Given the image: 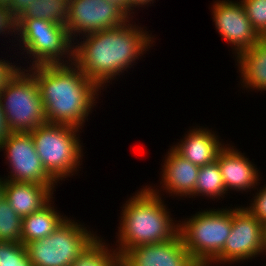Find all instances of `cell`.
<instances>
[{"instance_id": "1", "label": "cell", "mask_w": 266, "mask_h": 266, "mask_svg": "<svg viewBox=\"0 0 266 266\" xmlns=\"http://www.w3.org/2000/svg\"><path fill=\"white\" fill-rule=\"evenodd\" d=\"M142 27L130 19L114 28L83 35L73 46L72 63L93 81L101 92L109 79L124 73L154 43ZM85 38V39H84ZM144 52V53H143ZM115 77V78H114Z\"/></svg>"}, {"instance_id": "2", "label": "cell", "mask_w": 266, "mask_h": 266, "mask_svg": "<svg viewBox=\"0 0 266 266\" xmlns=\"http://www.w3.org/2000/svg\"><path fill=\"white\" fill-rule=\"evenodd\" d=\"M27 69L39 86L47 123L81 129L94 103H97L95 100L100 88L72 62L36 65Z\"/></svg>"}, {"instance_id": "3", "label": "cell", "mask_w": 266, "mask_h": 266, "mask_svg": "<svg viewBox=\"0 0 266 266\" xmlns=\"http://www.w3.org/2000/svg\"><path fill=\"white\" fill-rule=\"evenodd\" d=\"M147 187L129 198L121 211L116 248L120 257L132 247L165 242L178 235L179 223L171 218L160 191Z\"/></svg>"}, {"instance_id": "4", "label": "cell", "mask_w": 266, "mask_h": 266, "mask_svg": "<svg viewBox=\"0 0 266 266\" xmlns=\"http://www.w3.org/2000/svg\"><path fill=\"white\" fill-rule=\"evenodd\" d=\"M179 223L178 234L190 256L208 266L223 250L232 228V209H206Z\"/></svg>"}, {"instance_id": "5", "label": "cell", "mask_w": 266, "mask_h": 266, "mask_svg": "<svg viewBox=\"0 0 266 266\" xmlns=\"http://www.w3.org/2000/svg\"><path fill=\"white\" fill-rule=\"evenodd\" d=\"M79 130L64 124L46 123L29 132L44 169L56 182L74 175L81 165L84 155L79 134H76Z\"/></svg>"}, {"instance_id": "6", "label": "cell", "mask_w": 266, "mask_h": 266, "mask_svg": "<svg viewBox=\"0 0 266 266\" xmlns=\"http://www.w3.org/2000/svg\"><path fill=\"white\" fill-rule=\"evenodd\" d=\"M17 34V38L20 36L17 41L21 48L24 47L22 50L33 58V61L30 60L32 67L73 61V46L76 43H72L64 25L44 19H17Z\"/></svg>"}, {"instance_id": "7", "label": "cell", "mask_w": 266, "mask_h": 266, "mask_svg": "<svg viewBox=\"0 0 266 266\" xmlns=\"http://www.w3.org/2000/svg\"><path fill=\"white\" fill-rule=\"evenodd\" d=\"M0 105L10 132L29 133L47 123L39 86L27 69L0 94Z\"/></svg>"}, {"instance_id": "8", "label": "cell", "mask_w": 266, "mask_h": 266, "mask_svg": "<svg viewBox=\"0 0 266 266\" xmlns=\"http://www.w3.org/2000/svg\"><path fill=\"white\" fill-rule=\"evenodd\" d=\"M97 237L70 218L45 238L25 245L32 266H71Z\"/></svg>"}, {"instance_id": "9", "label": "cell", "mask_w": 266, "mask_h": 266, "mask_svg": "<svg viewBox=\"0 0 266 266\" xmlns=\"http://www.w3.org/2000/svg\"><path fill=\"white\" fill-rule=\"evenodd\" d=\"M266 253L265 226L245 207L232 208V228L221 253L208 265L231 264Z\"/></svg>"}, {"instance_id": "10", "label": "cell", "mask_w": 266, "mask_h": 266, "mask_svg": "<svg viewBox=\"0 0 266 266\" xmlns=\"http://www.w3.org/2000/svg\"><path fill=\"white\" fill-rule=\"evenodd\" d=\"M1 149L11 169L5 181L33 182L55 189L57 182L44 169L30 133L11 132L0 145Z\"/></svg>"}, {"instance_id": "11", "label": "cell", "mask_w": 266, "mask_h": 266, "mask_svg": "<svg viewBox=\"0 0 266 266\" xmlns=\"http://www.w3.org/2000/svg\"><path fill=\"white\" fill-rule=\"evenodd\" d=\"M130 17L108 0H69L67 29L71 40L80 35L114 28ZM78 34V35H77Z\"/></svg>"}, {"instance_id": "12", "label": "cell", "mask_w": 266, "mask_h": 266, "mask_svg": "<svg viewBox=\"0 0 266 266\" xmlns=\"http://www.w3.org/2000/svg\"><path fill=\"white\" fill-rule=\"evenodd\" d=\"M212 15L219 34L233 45L235 57L259 42L261 37L253 29L241 1L217 0L212 6Z\"/></svg>"}, {"instance_id": "13", "label": "cell", "mask_w": 266, "mask_h": 266, "mask_svg": "<svg viewBox=\"0 0 266 266\" xmlns=\"http://www.w3.org/2000/svg\"><path fill=\"white\" fill-rule=\"evenodd\" d=\"M120 266H200L178 234L175 238L130 248L120 257Z\"/></svg>"}, {"instance_id": "14", "label": "cell", "mask_w": 266, "mask_h": 266, "mask_svg": "<svg viewBox=\"0 0 266 266\" xmlns=\"http://www.w3.org/2000/svg\"><path fill=\"white\" fill-rule=\"evenodd\" d=\"M226 144L218 153L216 161L219 165L226 191H249L255 189L258 181V169L243 153L234 146Z\"/></svg>"}, {"instance_id": "15", "label": "cell", "mask_w": 266, "mask_h": 266, "mask_svg": "<svg viewBox=\"0 0 266 266\" xmlns=\"http://www.w3.org/2000/svg\"><path fill=\"white\" fill-rule=\"evenodd\" d=\"M163 174L161 179L162 187L166 192L175 196H191L195 191L196 180L200 167L192 164L189 160L179 155L173 148L166 154Z\"/></svg>"}, {"instance_id": "16", "label": "cell", "mask_w": 266, "mask_h": 266, "mask_svg": "<svg viewBox=\"0 0 266 266\" xmlns=\"http://www.w3.org/2000/svg\"><path fill=\"white\" fill-rule=\"evenodd\" d=\"M48 185L33 182L5 181L4 198L22 218L39 211L53 197Z\"/></svg>"}, {"instance_id": "17", "label": "cell", "mask_w": 266, "mask_h": 266, "mask_svg": "<svg viewBox=\"0 0 266 266\" xmlns=\"http://www.w3.org/2000/svg\"><path fill=\"white\" fill-rule=\"evenodd\" d=\"M202 127L193 128L180 142L172 148L192 164L202 167L216 160L219 151L224 147L217 134Z\"/></svg>"}, {"instance_id": "18", "label": "cell", "mask_w": 266, "mask_h": 266, "mask_svg": "<svg viewBox=\"0 0 266 266\" xmlns=\"http://www.w3.org/2000/svg\"><path fill=\"white\" fill-rule=\"evenodd\" d=\"M243 87L266 91V37L237 56Z\"/></svg>"}, {"instance_id": "19", "label": "cell", "mask_w": 266, "mask_h": 266, "mask_svg": "<svg viewBox=\"0 0 266 266\" xmlns=\"http://www.w3.org/2000/svg\"><path fill=\"white\" fill-rule=\"evenodd\" d=\"M51 202L52 200H50L39 211L33 212L30 215L23 217V245L50 235L67 218L66 216H61L60 212H57Z\"/></svg>"}, {"instance_id": "20", "label": "cell", "mask_w": 266, "mask_h": 266, "mask_svg": "<svg viewBox=\"0 0 266 266\" xmlns=\"http://www.w3.org/2000/svg\"><path fill=\"white\" fill-rule=\"evenodd\" d=\"M69 0H34L17 19H44L67 25Z\"/></svg>"}, {"instance_id": "21", "label": "cell", "mask_w": 266, "mask_h": 266, "mask_svg": "<svg viewBox=\"0 0 266 266\" xmlns=\"http://www.w3.org/2000/svg\"><path fill=\"white\" fill-rule=\"evenodd\" d=\"M107 246V247H106ZM97 236L71 266H120V255Z\"/></svg>"}, {"instance_id": "22", "label": "cell", "mask_w": 266, "mask_h": 266, "mask_svg": "<svg viewBox=\"0 0 266 266\" xmlns=\"http://www.w3.org/2000/svg\"><path fill=\"white\" fill-rule=\"evenodd\" d=\"M225 185L223 183L222 174L217 161L206 164L199 169L198 178L196 180L195 191L192 196H207L220 198L227 194Z\"/></svg>"}, {"instance_id": "23", "label": "cell", "mask_w": 266, "mask_h": 266, "mask_svg": "<svg viewBox=\"0 0 266 266\" xmlns=\"http://www.w3.org/2000/svg\"><path fill=\"white\" fill-rule=\"evenodd\" d=\"M23 218L3 197L0 201V242L22 243Z\"/></svg>"}, {"instance_id": "24", "label": "cell", "mask_w": 266, "mask_h": 266, "mask_svg": "<svg viewBox=\"0 0 266 266\" xmlns=\"http://www.w3.org/2000/svg\"><path fill=\"white\" fill-rule=\"evenodd\" d=\"M1 266H32L22 243L0 242Z\"/></svg>"}, {"instance_id": "25", "label": "cell", "mask_w": 266, "mask_h": 266, "mask_svg": "<svg viewBox=\"0 0 266 266\" xmlns=\"http://www.w3.org/2000/svg\"><path fill=\"white\" fill-rule=\"evenodd\" d=\"M253 29L266 37V0H241Z\"/></svg>"}, {"instance_id": "26", "label": "cell", "mask_w": 266, "mask_h": 266, "mask_svg": "<svg viewBox=\"0 0 266 266\" xmlns=\"http://www.w3.org/2000/svg\"><path fill=\"white\" fill-rule=\"evenodd\" d=\"M266 185V184H265ZM260 188L253 198L250 206L246 207L253 216H255L264 226H266V186Z\"/></svg>"}, {"instance_id": "27", "label": "cell", "mask_w": 266, "mask_h": 266, "mask_svg": "<svg viewBox=\"0 0 266 266\" xmlns=\"http://www.w3.org/2000/svg\"><path fill=\"white\" fill-rule=\"evenodd\" d=\"M21 68V66L12 65L10 61L0 59V94L7 89L9 83L22 70Z\"/></svg>"}, {"instance_id": "28", "label": "cell", "mask_w": 266, "mask_h": 266, "mask_svg": "<svg viewBox=\"0 0 266 266\" xmlns=\"http://www.w3.org/2000/svg\"><path fill=\"white\" fill-rule=\"evenodd\" d=\"M10 32L12 34L14 32L16 36L17 18L8 7L0 6V34H9Z\"/></svg>"}, {"instance_id": "29", "label": "cell", "mask_w": 266, "mask_h": 266, "mask_svg": "<svg viewBox=\"0 0 266 266\" xmlns=\"http://www.w3.org/2000/svg\"><path fill=\"white\" fill-rule=\"evenodd\" d=\"M34 0H10V10L18 18Z\"/></svg>"}, {"instance_id": "30", "label": "cell", "mask_w": 266, "mask_h": 266, "mask_svg": "<svg viewBox=\"0 0 266 266\" xmlns=\"http://www.w3.org/2000/svg\"><path fill=\"white\" fill-rule=\"evenodd\" d=\"M10 133L11 132L6 123L5 114L3 113V109L0 105V145L8 137Z\"/></svg>"}, {"instance_id": "31", "label": "cell", "mask_w": 266, "mask_h": 266, "mask_svg": "<svg viewBox=\"0 0 266 266\" xmlns=\"http://www.w3.org/2000/svg\"><path fill=\"white\" fill-rule=\"evenodd\" d=\"M153 1L154 0H128V16L130 18L133 17V14H134L133 10H134V8L142 7L143 5H147L148 6V3L149 4L151 2L153 3Z\"/></svg>"}, {"instance_id": "32", "label": "cell", "mask_w": 266, "mask_h": 266, "mask_svg": "<svg viewBox=\"0 0 266 266\" xmlns=\"http://www.w3.org/2000/svg\"><path fill=\"white\" fill-rule=\"evenodd\" d=\"M110 3L119 6L128 15V0H108Z\"/></svg>"}, {"instance_id": "33", "label": "cell", "mask_w": 266, "mask_h": 266, "mask_svg": "<svg viewBox=\"0 0 266 266\" xmlns=\"http://www.w3.org/2000/svg\"><path fill=\"white\" fill-rule=\"evenodd\" d=\"M4 186H5V180L2 177H0V201L4 197Z\"/></svg>"}, {"instance_id": "34", "label": "cell", "mask_w": 266, "mask_h": 266, "mask_svg": "<svg viewBox=\"0 0 266 266\" xmlns=\"http://www.w3.org/2000/svg\"><path fill=\"white\" fill-rule=\"evenodd\" d=\"M0 6L8 7L10 9V0H0Z\"/></svg>"}, {"instance_id": "35", "label": "cell", "mask_w": 266, "mask_h": 266, "mask_svg": "<svg viewBox=\"0 0 266 266\" xmlns=\"http://www.w3.org/2000/svg\"><path fill=\"white\" fill-rule=\"evenodd\" d=\"M265 248H266V226H265Z\"/></svg>"}]
</instances>
